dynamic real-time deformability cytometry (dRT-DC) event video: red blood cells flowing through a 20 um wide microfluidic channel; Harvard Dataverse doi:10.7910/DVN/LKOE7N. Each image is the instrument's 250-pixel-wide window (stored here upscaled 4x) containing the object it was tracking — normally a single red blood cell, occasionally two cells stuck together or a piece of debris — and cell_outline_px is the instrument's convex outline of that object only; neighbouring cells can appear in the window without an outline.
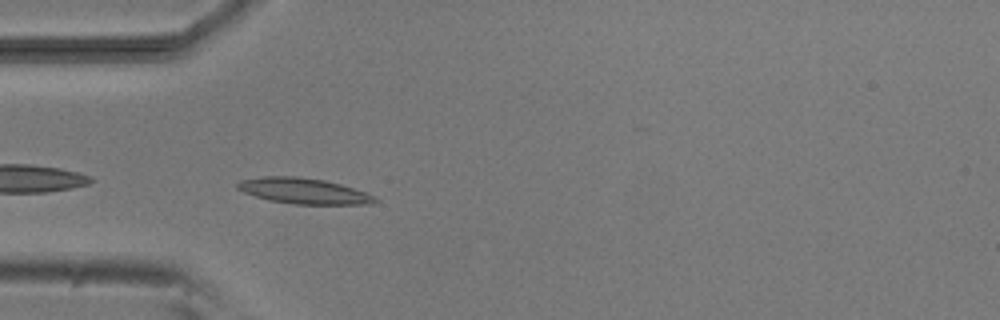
{"species": "common noctule bat (a hibernating species)", "species_latin": "Nyctalus noctula", "temperature_condition": "room temperature", "stored_images_in_passage": 4, "camera_frame_rate_fps": 3000, "um_per_image_px": 0.085, "animal": {"sex": "male", "body_mass_g": 20.5, "forearm_length_mm": 52.5}, "frame": {"image": 1, "passage_image": 4, "time_ms": 4.333, "image_size_px": [1000, 320], "cell_outline_px": [[380, 200], [372, 204], [296, 204], [268, 200], [244, 192], [236, 188], [236, 184], [240, 180], [264, 176], [296, 176], [324, 180], [340, 184], [376, 196]], "centroid_in_image_um": [25.81, 16.23], "position_along_channel_um": 59.2, "area_um2": 20.52}}